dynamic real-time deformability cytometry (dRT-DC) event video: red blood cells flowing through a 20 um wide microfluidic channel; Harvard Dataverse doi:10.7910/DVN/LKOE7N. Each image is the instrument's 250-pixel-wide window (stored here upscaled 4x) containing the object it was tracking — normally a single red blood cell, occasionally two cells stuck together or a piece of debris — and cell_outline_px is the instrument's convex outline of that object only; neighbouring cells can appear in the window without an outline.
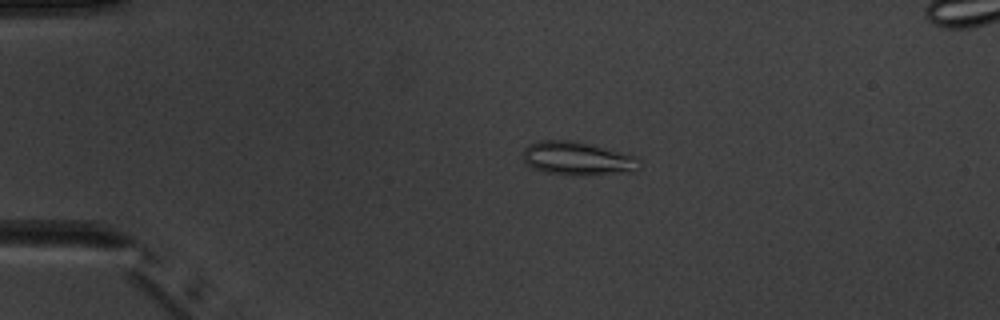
{"species": "common noctule bat (a hibernating species)", "species_latin": "Nyctalus noctula", "temperature_condition": "warm", "stored_images_in_passage": 4, "camera_frame_rate_fps": 3000, "um_per_image_px": 0.085, "animal": {"sex": "male", "body_mass_g": 20.1, "forearm_length_mm": 53.5}, "frame": {"image": 1, "passage_image": 3, "time_ms": 3.333, "image_size_px": [1000, 320], "cell_outline_px": [[640, 168], [636, 172], [584, 176], [576, 176], [548, 172], [532, 168], [524, 160], [524, 148], [528, 144], [540, 140], [580, 140], [636, 156], [640, 160]], "centroid_in_image_um": [49.16, 13.47], "position_along_channel_um": 35.8, "area_um2": 23.35}}